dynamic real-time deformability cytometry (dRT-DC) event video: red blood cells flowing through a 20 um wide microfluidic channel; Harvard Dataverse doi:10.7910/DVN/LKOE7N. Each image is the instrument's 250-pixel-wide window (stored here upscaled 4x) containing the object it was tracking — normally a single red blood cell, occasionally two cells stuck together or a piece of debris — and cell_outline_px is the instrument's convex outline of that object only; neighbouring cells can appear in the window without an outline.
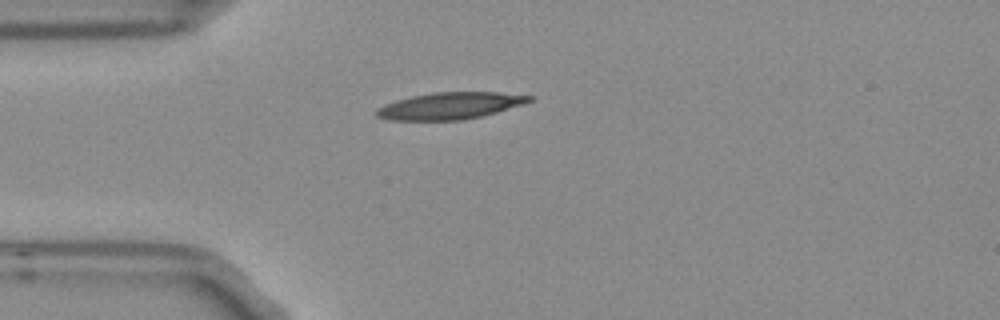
{"species": "Egyptian fruit bat (a non-hibernating species)", "species_latin": "Rousettus aegyptiacus", "temperature_condition": "room temperature", "stored_images_in_passage": 2, "camera_frame_rate_fps": 3000, "um_per_image_px": 0.085, "frame": {"image": 1, "passage_image": 1, "time_ms": 0.0, "image_size_px": [1000, 320], "cell_outline_px": [[532, 100], [524, 104], [496, 112], [464, 120], [388, 120], [376, 116], [372, 112], [376, 108], [384, 104], [396, 100], [412, 96], [432, 92], [500, 92], [532, 96]], "centroid_in_image_um": [38.19, 8.99], "position_along_channel_um": 46.8, "area_um2": 23.99}}